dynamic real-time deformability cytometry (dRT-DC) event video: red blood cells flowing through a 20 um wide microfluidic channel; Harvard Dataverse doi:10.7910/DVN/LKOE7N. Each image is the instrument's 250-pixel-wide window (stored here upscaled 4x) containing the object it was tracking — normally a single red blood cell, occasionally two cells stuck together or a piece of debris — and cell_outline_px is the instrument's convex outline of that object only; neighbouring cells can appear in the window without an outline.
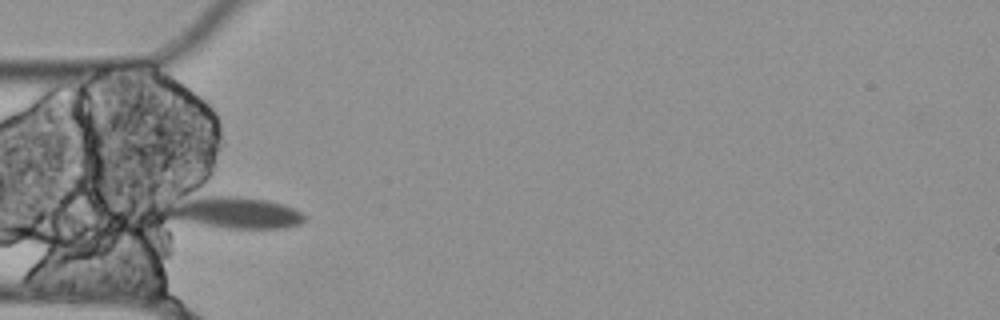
{"species": "Egyptian fruit bat (a non-hibernating species)", "species_latin": "Rousettus aegyptiacus", "temperature_condition": "cold", "stored_images_in_passage": 41, "camera_frame_rate_fps": 3000, "um_per_image_px": 0.085, "animal": {"sex": "female"}, "frame": {"image": 1, "passage_image": 1, "time_ms": 0.0, "image_size_px": [1000, 320], "cell_outline_px": [[304, 220], [300, 224], [284, 228], [228, 228], [180, 220], [168, 216], [164, 204], [164, 200], [204, 196], [236, 196], [264, 200], [280, 204], [292, 208], [300, 212], [304, 216]], "centroid_in_image_um": [19.83, 18.04], "position_along_channel_um": 65.2, "area_um2": 25.32}}
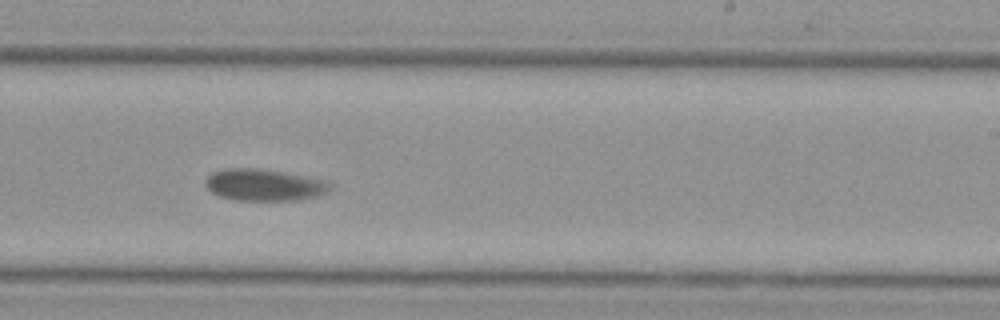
{"frame": {"image": 2, "passage_image": 18, "time_ms": 5.667, "image_size_px": [1000, 320], "cell_outline_px": [[332, 188], [324, 192], [312, 196], [296, 200], [236, 200], [220, 196], [212, 192], [204, 184], [204, 180], [212, 172], [224, 168], [256, 168], [284, 172], [324, 180], [332, 184]], "centroid_in_image_um": [22.39, 15.7], "position_along_channel_um": 266.6, "area_um2": 22.83}}
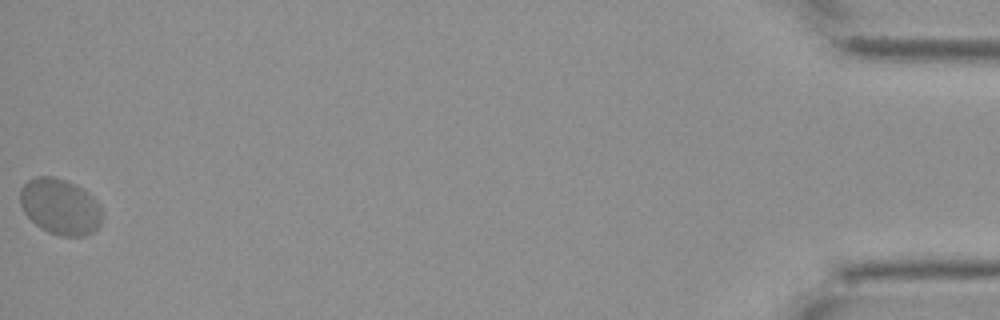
{"frame": {"image": 3, "passage_image": 41, "time_ms": 13.333, "image_size_px": [1000, 320], "cell_outline_px": [[100, 224], [92, 232], [84, 236], [60, 236], [48, 232], [40, 228], [24, 212], [20, 204], [20, 188], [28, 180], [36, 176], [52, 176], [64, 180], [88, 192], [100, 204]], "centroid_in_image_um": [5.08, 17.56], "position_along_channel_um": 430.1, "area_um2": 26.53}}